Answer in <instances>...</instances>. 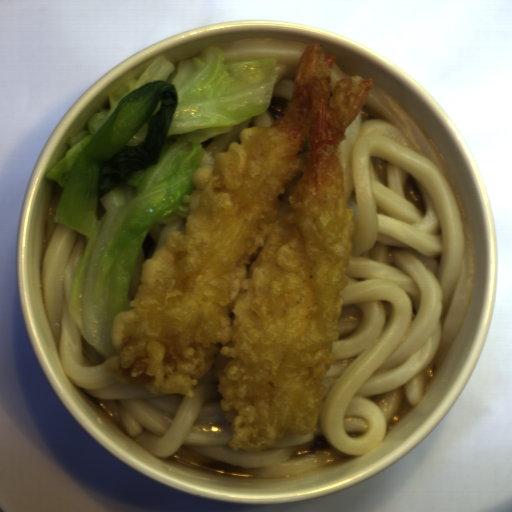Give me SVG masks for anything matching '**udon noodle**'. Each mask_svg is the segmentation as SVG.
Listing matches in <instances>:
<instances>
[{"label": "udon noodle", "instance_id": "2", "mask_svg": "<svg viewBox=\"0 0 512 512\" xmlns=\"http://www.w3.org/2000/svg\"><path fill=\"white\" fill-rule=\"evenodd\" d=\"M309 44L279 37L250 38L210 46L222 49L225 63L240 60L279 61L275 70L273 100L259 116L237 124L227 134L213 136L200 143L215 160L219 152L227 151L240 140L244 129L251 126H273L285 115L298 75L300 58Z\"/></svg>", "mask_w": 512, "mask_h": 512}, {"label": "udon noodle", "instance_id": "1", "mask_svg": "<svg viewBox=\"0 0 512 512\" xmlns=\"http://www.w3.org/2000/svg\"><path fill=\"white\" fill-rule=\"evenodd\" d=\"M339 153L355 223L328 389L313 431L259 451H232L216 365L190 397L125 387L108 371L69 307L88 239L52 222L63 191L50 183L39 279L55 352L68 379L155 458L280 480L362 459L415 412L468 313L477 270L470 229L425 136L379 88Z\"/></svg>", "mask_w": 512, "mask_h": 512}, {"label": "udon noodle", "instance_id": "4", "mask_svg": "<svg viewBox=\"0 0 512 512\" xmlns=\"http://www.w3.org/2000/svg\"><path fill=\"white\" fill-rule=\"evenodd\" d=\"M347 77H352V76L343 73L339 64H337L336 62L333 61V65L331 68L330 87H329V100L334 92V88H335L337 81L342 80Z\"/></svg>", "mask_w": 512, "mask_h": 512}, {"label": "udon noodle", "instance_id": "3", "mask_svg": "<svg viewBox=\"0 0 512 512\" xmlns=\"http://www.w3.org/2000/svg\"><path fill=\"white\" fill-rule=\"evenodd\" d=\"M187 219L178 218L174 221L164 224L150 226L144 242L142 244L140 253L138 255L136 264L134 266L130 282L126 291L125 305L128 307L129 303L134 300L137 291L141 285L139 275L142 265L157 251H159L168 235L172 231H179L184 229Z\"/></svg>", "mask_w": 512, "mask_h": 512}]
</instances>
